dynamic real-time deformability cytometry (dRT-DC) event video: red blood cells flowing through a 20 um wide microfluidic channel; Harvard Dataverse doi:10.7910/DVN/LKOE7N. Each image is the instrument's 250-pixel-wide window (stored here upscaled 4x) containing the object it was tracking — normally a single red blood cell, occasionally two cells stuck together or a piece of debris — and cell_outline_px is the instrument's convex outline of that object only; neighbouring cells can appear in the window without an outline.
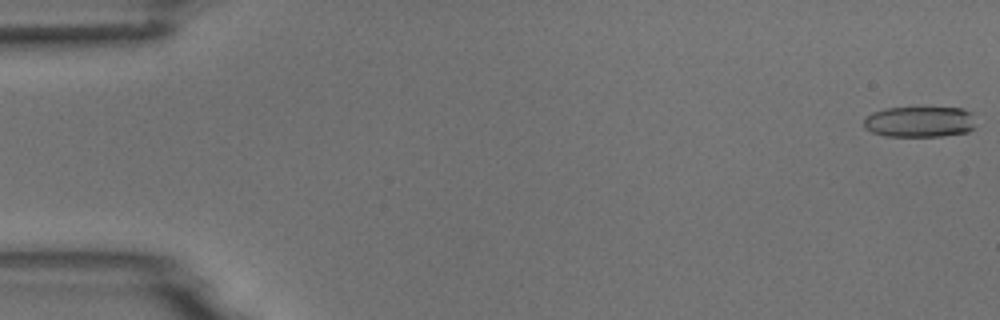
{"species": "common noctule bat (a hibernating species)", "species_latin": "Nyctalus noctula", "temperature_condition": "room temperature", "stored_images_in_passage": 15, "camera_frame_rate_fps": 3000, "um_per_image_px": 0.085, "animal": {"sex": "male", "body_mass_g": 18.8}, "frame": {"image": 1, "passage_image": 1, "time_ms": 0.0, "image_size_px": [1000, 320], "cell_outline_px": [[972, 128], [968, 132], [944, 136], [884, 136], [872, 132], [864, 128], [864, 116], [872, 112], [884, 108], [964, 108], [972, 112]], "centroid_in_image_um": [78.11, 10.35], "position_along_channel_um": 6.9, "area_um2": 20.17}}
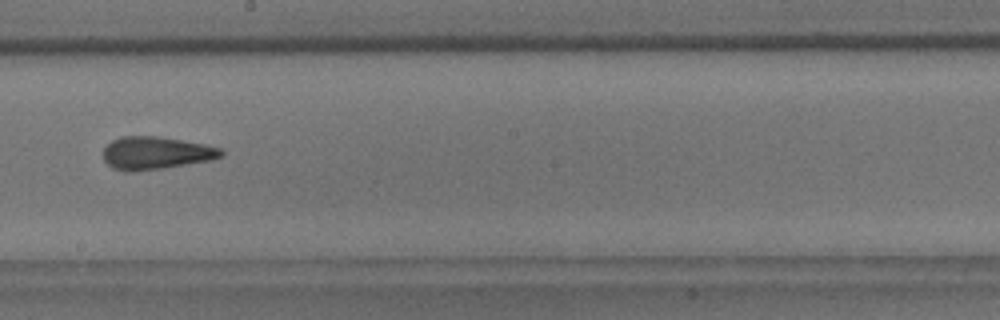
{"frame": {"image": 2, "passage_image": 9, "time_ms": 2.667, "image_size_px": [1000, 320], "cell_outline_px": [[224, 156], [212, 160], [164, 168], [132, 172], [124, 172], [112, 168], [104, 160], [104, 148], [112, 140], [120, 136], [156, 136], [208, 144], [220, 148], [224, 152]], "centroid_in_image_um": [13.27, 13.01], "position_along_channel_um": 234.9, "area_um2": 22.77}}
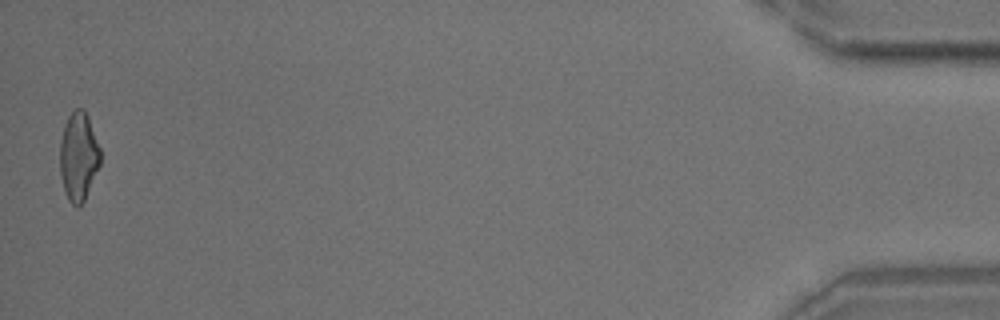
{"frame": {"image": 3, "passage_image": 15, "time_ms": 4.667, "image_size_px": [1000, 320], "cell_outline_px": [[100, 164], [84, 200], [76, 208], [68, 200], [64, 192], [60, 176], [60, 140], [64, 124], [68, 116], [76, 108], [84, 108], [88, 116], [100, 148]], "centroid_in_image_um": [6.66, 13.29], "position_along_channel_um": 428.5, "area_um2": 20.92}}